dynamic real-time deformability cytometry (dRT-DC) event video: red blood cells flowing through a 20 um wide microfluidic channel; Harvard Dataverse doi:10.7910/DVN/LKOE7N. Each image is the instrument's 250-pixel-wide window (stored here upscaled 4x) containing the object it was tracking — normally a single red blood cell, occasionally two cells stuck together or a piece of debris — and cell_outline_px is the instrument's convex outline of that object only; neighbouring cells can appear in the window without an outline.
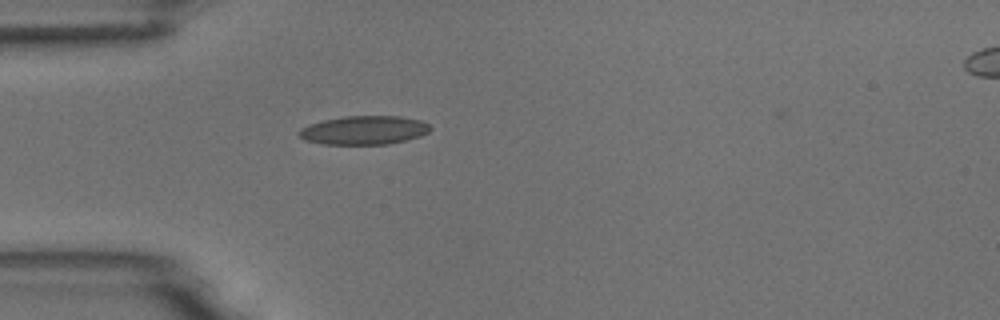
{"species": "common noctule bat (a hibernating species)", "species_latin": "Nyctalus noctula", "temperature_condition": "room temperature", "stored_images_in_passage": 1, "camera_frame_rate_fps": 3000, "um_per_image_px": 0.085, "animal": {"sex": "male", "body_mass_g": 18.8}, "frame": {"image": 1, "passage_image": 1, "time_ms": 0.0, "image_size_px": [1000, 320], "cell_outline_px": [[432, 128], [428, 132], [420, 136], [388, 144], [320, 144], [304, 140], [296, 132], [300, 128], [308, 124], [324, 120], [344, 116], [400, 116], [420, 120], [428, 124]], "centroid_in_image_um": [30.9, 11.06], "position_along_channel_um": 54.1, "area_um2": 22.02}}